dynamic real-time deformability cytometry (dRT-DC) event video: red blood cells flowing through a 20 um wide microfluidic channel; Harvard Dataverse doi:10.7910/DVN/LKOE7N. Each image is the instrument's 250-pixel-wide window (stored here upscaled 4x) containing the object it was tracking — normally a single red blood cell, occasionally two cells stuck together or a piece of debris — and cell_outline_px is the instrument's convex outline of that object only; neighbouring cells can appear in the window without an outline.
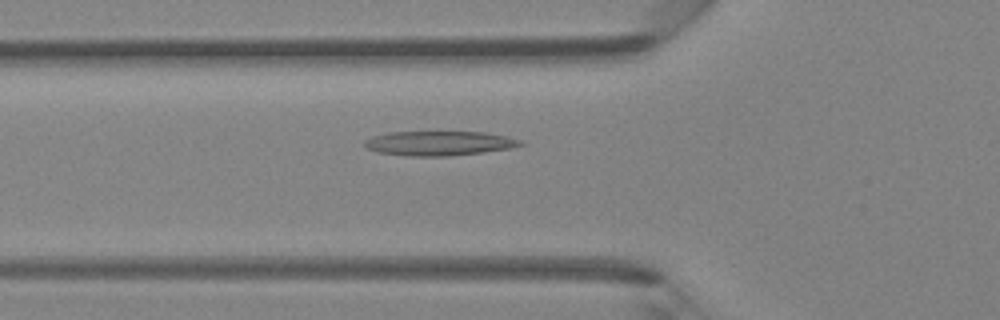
{"species": "Egyptian fruit bat (a non-hibernating species)", "species_latin": "Rousettus aegyptiacus", "temperature_condition": "room temperature", "stored_images_in_passage": 46, "camera_frame_rate_fps": 3000, "um_per_image_px": 0.085, "animal": {"sex": "female"}, "frame": {"image": 1, "passage_image": 16, "time_ms": 5.0, "image_size_px": [1000, 320], "cell_outline_px": [[524, 144], [508, 148], [484, 152], [448, 156], [408, 156], [376, 152], [364, 148], [364, 140], [372, 136], [388, 132], [484, 132], [504, 136], [520, 140]], "centroid_in_image_um": [37.23, 12.18], "position_along_channel_um": 88.6, "area_um2": 22.2}}
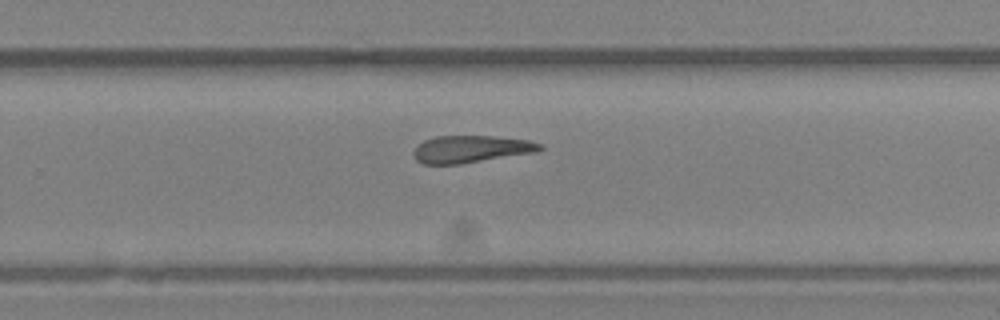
{"frame": {"image": 2, "passage_image": 30, "time_ms": 9.667, "image_size_px": [1000, 320], "cell_outline_px": [[544, 148], [536, 152], [460, 164], [424, 164], [416, 160], [412, 152], [424, 140], [436, 136], [492, 136], [528, 140], [540, 144]], "centroid_in_image_um": [40.02, 12.67], "position_along_channel_um": 289.8, "area_um2": 19.88}}
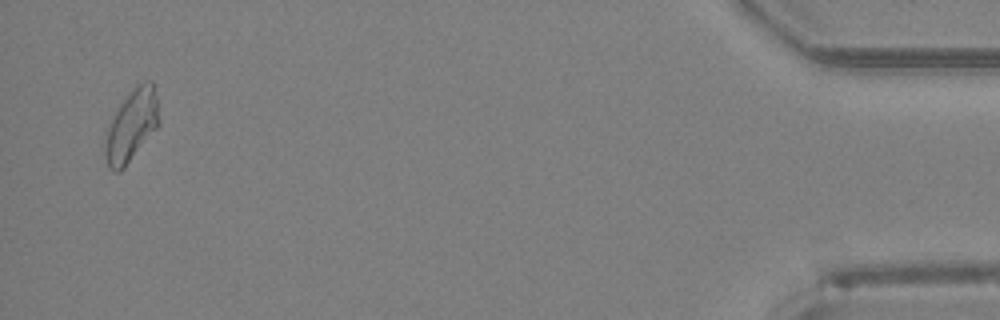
{"frame": {"image": 3, "passage_image": 45, "time_ms": 14.667, "image_size_px": [1000, 320], "cell_outline_px": [[160, 124], [124, 168], [120, 172], [112, 172], [108, 168], [104, 152], [104, 144], [108, 128], [120, 104], [128, 92], [136, 84], [148, 80], [152, 84], [156, 96], [160, 120]], "centroid_in_image_um": [11.18, 10.7], "position_along_channel_um": 424.0, "area_um2": 22.43}}